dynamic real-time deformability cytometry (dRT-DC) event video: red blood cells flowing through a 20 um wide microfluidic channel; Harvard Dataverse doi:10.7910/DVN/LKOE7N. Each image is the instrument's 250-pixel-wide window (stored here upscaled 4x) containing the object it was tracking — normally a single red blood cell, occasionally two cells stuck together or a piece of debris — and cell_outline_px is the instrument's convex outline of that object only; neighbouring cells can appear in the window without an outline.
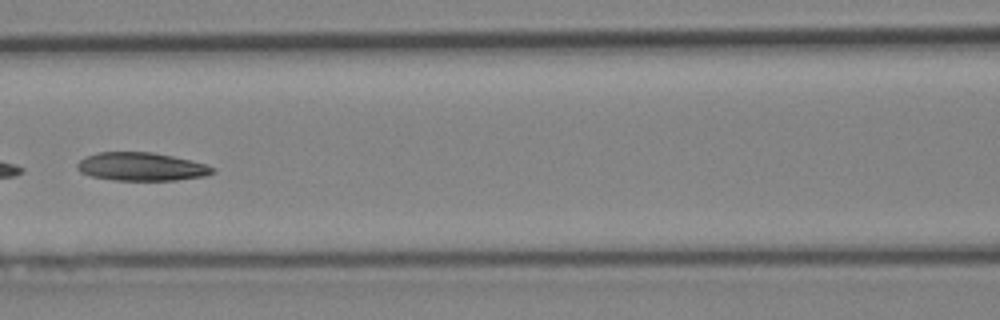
{"species": "Egyptian fruit bat (a non-hibernating species)", "species_latin": "Rousettus aegyptiacus", "temperature_condition": "cold", "stored_images_in_passage": 43, "camera_frame_rate_fps": 3000, "um_per_image_px": 0.085, "animal": {"sex": "female"}, "frame": {"image": 1, "passage_image": 19, "time_ms": 6.0, "image_size_px": [1000, 320], "cell_outline_px": [[216, 172], [204, 176], [176, 180], [112, 180], [92, 176], [80, 172], [76, 168], [76, 164], [80, 160], [96, 152], [152, 152], [172, 156], [204, 164], [216, 168]], "centroid_in_image_um": [12.0, 14.17], "position_along_channel_um": 154.6, "area_um2": 22.2}}
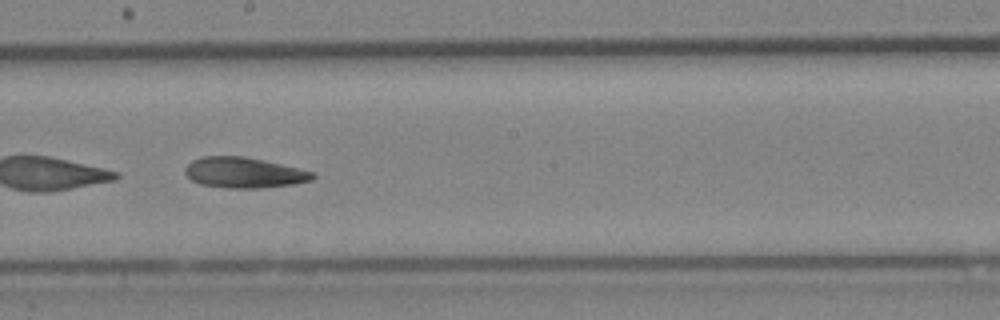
{"frame": {"image": 2, "passage_image": 24, "time_ms": 7.667, "image_size_px": [1000, 320], "cell_outline_px": [[316, 176], [312, 180], [292, 184], [260, 188], [228, 188], [200, 184], [192, 180], [184, 172], [184, 168], [192, 160], [200, 156], [244, 156], [264, 160], [316, 172]], "centroid_in_image_um": [20.74, 14.67], "position_along_channel_um": 227.5, "area_um2": 22.83}}
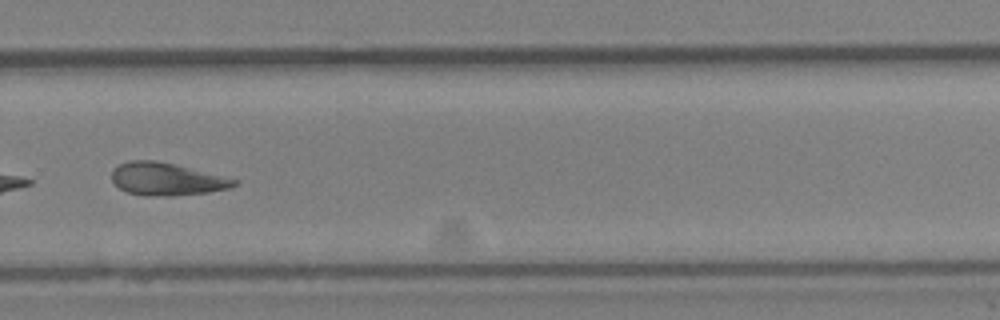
{"frame": {"image": 3, "passage_image": 30, "time_ms": 9.667, "image_size_px": [1000, 320], "cell_outline_px": [[240, 180], [236, 184], [228, 188], [208, 192], [168, 196], [144, 196], [128, 192], [120, 188], [112, 180], [112, 168], [128, 160], [156, 160]], "centroid_in_image_um": [14.12, 15.22], "position_along_channel_um": 315.7, "area_um2": 23.06}}